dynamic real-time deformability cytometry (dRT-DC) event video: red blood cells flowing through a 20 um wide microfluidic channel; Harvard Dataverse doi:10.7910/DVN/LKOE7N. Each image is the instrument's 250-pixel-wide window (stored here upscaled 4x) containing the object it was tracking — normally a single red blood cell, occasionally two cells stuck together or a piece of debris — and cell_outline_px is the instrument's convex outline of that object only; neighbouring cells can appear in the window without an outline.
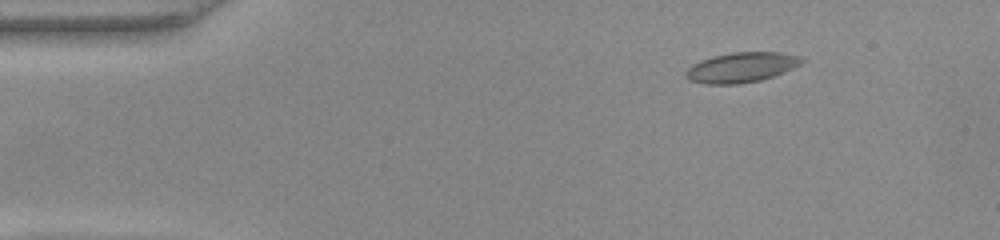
{"species": "common noctule bat (a hibernating species)", "species_latin": "Nyctalus noctula", "temperature_condition": "warm", "stored_images_in_passage": 50, "camera_frame_rate_fps": 3000, "um_per_image_px": 0.085, "animal": {"sex": "female", "body_mass_g": 22.0, "forearm_length_mm": 56.7}, "frame": {"image": 1, "passage_image": 7, "time_ms": 2.0, "image_size_px": [1000, 240], "cell_outline_px": [[804, 60], [800, 64], [784, 72], [760, 80], [736, 84], [704, 84], [688, 80], [684, 76], [684, 72], [692, 64], [700, 60], [712, 56], [732, 52], [780, 52], [800, 56]], "centroid_in_image_um": [62.96, 5.72], "position_along_channel_um": 22.0, "area_um2": 20.35}}
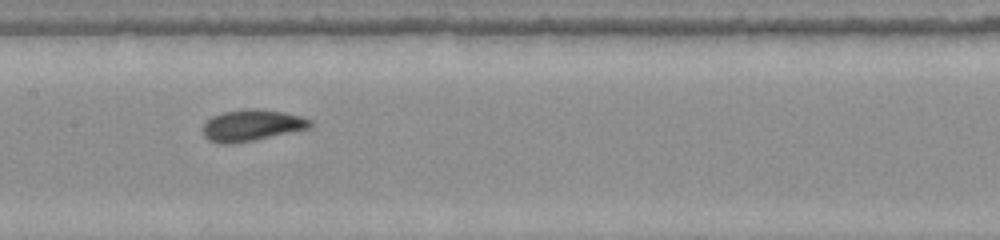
{"frame": {"image": 2, "passage_image": 25, "time_ms": 8.0, "image_size_px": [1000, 240], "cell_outline_px": [[312, 124], [308, 128], [256, 140], [228, 144], [220, 144], [208, 140], [204, 136], [204, 124], [212, 116], [224, 112], [244, 108], [256, 108], [284, 112], [300, 116], [312, 120]], "centroid_in_image_um": [21.39, 10.65], "position_along_channel_um": 186.0, "area_um2": 19.59}}
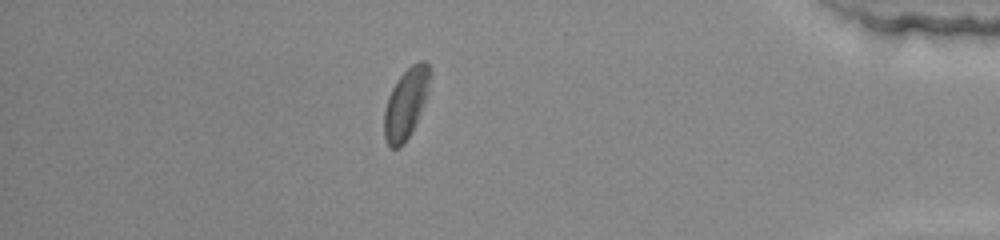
{"frame": {"image": 3, "passage_image": 44, "time_ms": 14.333, "image_size_px": [1000, 240], "cell_outline_px": [[432, 72], [424, 100], [420, 112], [404, 144], [400, 148], [388, 148], [384, 136], [384, 112], [388, 96], [392, 88], [400, 76], [412, 64], [420, 60], [424, 60], [428, 64]], "centroid_in_image_um": [34.48, 8.79], "position_along_channel_um": 400.7, "area_um2": 18.44}, "authors_computed_cell_mechanics": {"area_um2": 19.1896, "velocity_mm_per_s": 4.0487, "shape_relaxation_time_tau1_ms": 9.255, "shape_relaxation_time_tau2_ms": 1.2825, "deformation_change_tau1": 0.2037, "deformation_change_tau2": 0.0486}}